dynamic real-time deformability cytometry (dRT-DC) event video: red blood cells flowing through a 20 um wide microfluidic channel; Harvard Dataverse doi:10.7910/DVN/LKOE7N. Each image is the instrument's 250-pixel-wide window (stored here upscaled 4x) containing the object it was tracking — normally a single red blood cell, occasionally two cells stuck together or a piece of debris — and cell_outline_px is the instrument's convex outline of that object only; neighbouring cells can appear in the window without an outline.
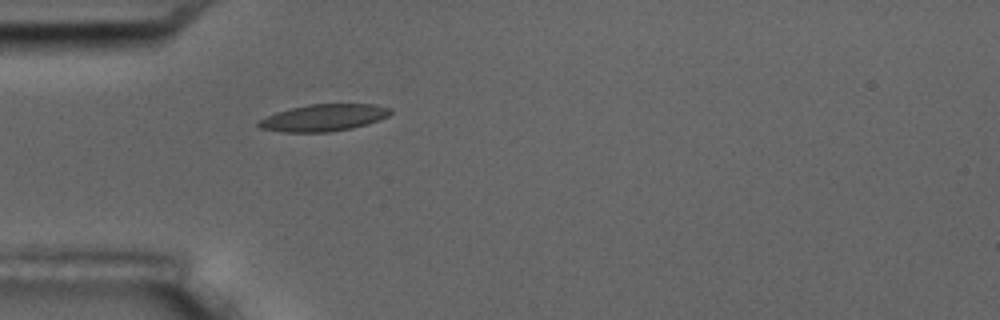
{"species": "common noctule bat (a hibernating species)", "species_latin": "Nyctalus noctula", "temperature_condition": "room temperature", "stored_images_in_passage": 1, "camera_frame_rate_fps": 3000, "um_per_image_px": 0.085, "animal": {"sex": "male", "body_mass_g": 17.5, "forearm_length_mm": 52.3}, "frame": {"image": 1, "passage_image": 1, "time_ms": 0.0, "image_size_px": [1000, 320], "cell_outline_px": [[392, 112], [388, 116], [380, 120], [352, 128], [328, 132], [284, 132], [260, 128], [256, 124], [260, 120], [276, 112], [308, 104], [376, 104], [392, 108]], "centroid_in_image_um": [27.55, 10.0], "position_along_channel_um": 57.4, "area_um2": 20.63}}